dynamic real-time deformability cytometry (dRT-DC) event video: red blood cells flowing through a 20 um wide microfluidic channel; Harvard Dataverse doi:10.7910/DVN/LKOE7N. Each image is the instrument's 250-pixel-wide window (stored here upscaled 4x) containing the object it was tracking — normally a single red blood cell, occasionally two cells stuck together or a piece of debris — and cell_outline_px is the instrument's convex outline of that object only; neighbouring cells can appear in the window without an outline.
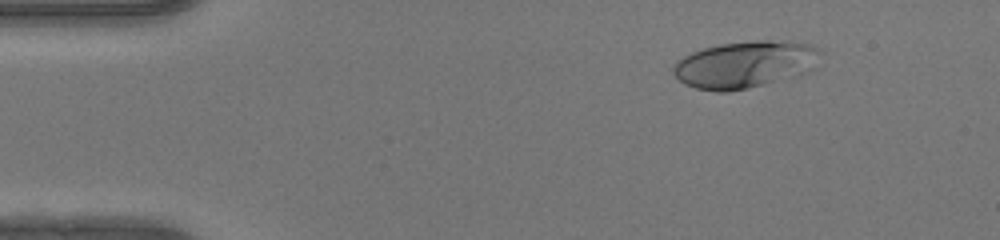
{"species": "human", "species_latin": "Homo sapiens", "temperature_condition": "warm", "stored_images_in_passage": 44, "camera_frame_rate_fps": 3000, "um_per_image_px": 0.085, "donor": {"sex": "female"}, "frame": {"image": 1, "passage_image": 1, "time_ms": 0.0, "image_size_px": [1000, 240], "cell_outline_px": [[824, 52], [812, 68], [804, 72], [748, 88], [728, 92], [716, 92], [696, 88], [684, 84], [672, 72], [672, 64], [684, 56], [692, 52], [704, 48], [720, 44], [756, 40], [768, 40], [812, 44]], "centroid_in_image_um": [63.28, 5.47], "position_along_channel_um": 21.7, "area_um2": 39.94}}
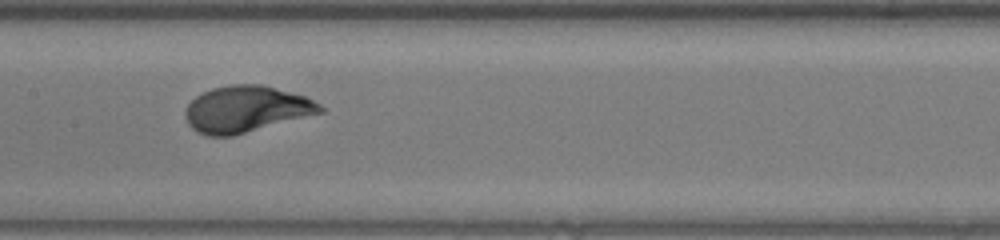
{"frame": {"image": 2, "passage_image": 19, "time_ms": 6.0, "image_size_px": [1000, 240], "cell_outline_px": [[324, 112], [232, 136], [208, 136], [196, 132], [188, 124], [184, 116], [184, 108], [196, 96], [212, 88], [232, 84], [260, 84], [304, 96], [320, 104], [324, 108]], "centroid_in_image_um": [20.88, 9.28], "position_along_channel_um": 186.5, "area_um2": 36.36}}
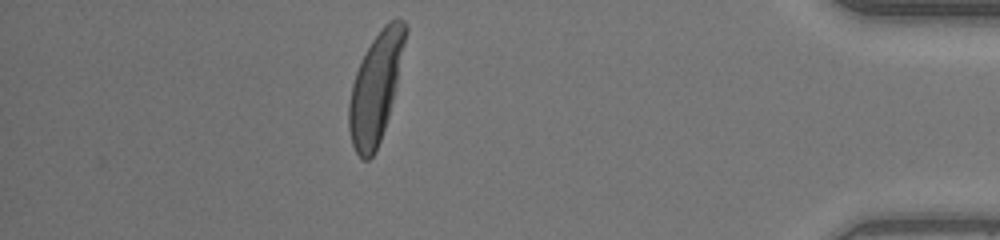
{"frame": {"image": 3, "passage_image": 38, "time_ms": 12.333, "image_size_px": [1000, 240], "cell_outline_px": [[408, 32], [396, 84], [388, 116], [380, 140], [372, 156], [368, 160], [360, 160], [352, 144], [348, 128], [348, 104], [352, 84], [356, 72], [372, 40], [384, 24], [396, 16], [400, 16], [408, 24]], "centroid_in_image_um": [31.94, 7.4], "position_along_channel_um": 403.3, "area_um2": 35.72}, "authors_computed_cell_mechanics": {"area_um2": 35.8071, "velocity_mm_per_s": 4.1677, "shape_relaxation_time_tau1_ms": 2.6241, "shape_relaxation_time_tau2_ms": null, "deformation_change_tau1": 0.189, "deformation_change_tau2": null}}